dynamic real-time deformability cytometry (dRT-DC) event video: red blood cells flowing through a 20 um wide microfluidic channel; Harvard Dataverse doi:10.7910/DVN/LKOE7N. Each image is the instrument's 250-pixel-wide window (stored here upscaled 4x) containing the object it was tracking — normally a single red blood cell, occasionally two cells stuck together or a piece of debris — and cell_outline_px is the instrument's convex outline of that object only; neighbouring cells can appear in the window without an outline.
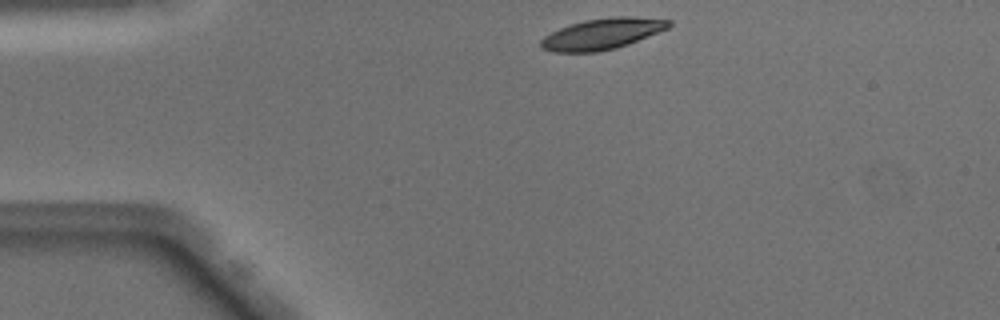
{"species": "Egyptian fruit bat (a non-hibernating species)", "species_latin": "Rousettus aegyptiacus", "temperature_condition": "warm", "stored_images_in_passage": 40, "camera_frame_rate_fps": 3000, "um_per_image_px": 0.085, "animal": {"sex": "male"}, "frame": {"image": 1, "passage_image": 1, "time_ms": 0.0, "image_size_px": [1000, 320], "cell_outline_px": [[672, 24], [668, 28], [628, 44], [616, 48], [596, 52], [552, 52], [540, 48], [540, 40], [544, 36], [560, 28], [584, 20], [612, 16], [632, 16], [672, 20]], "centroid_in_image_um": [51.18, 2.87], "position_along_channel_um": 33.8, "area_um2": 23.12}}
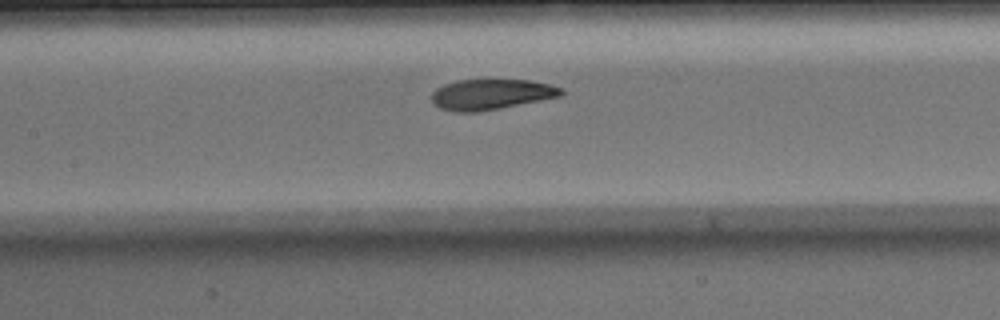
{"frame": {"image": 2, "passage_image": 14, "time_ms": 4.333, "image_size_px": [1000, 320], "cell_outline_px": [[564, 92], [560, 96], [480, 112], [452, 112], [440, 108], [432, 104], [432, 92], [436, 88], [444, 84], [456, 80], [528, 80], [548, 84], [560, 88]], "centroid_in_image_um": [41.67, 8.03], "position_along_channel_um": 165.7, "area_um2": 22.95}}
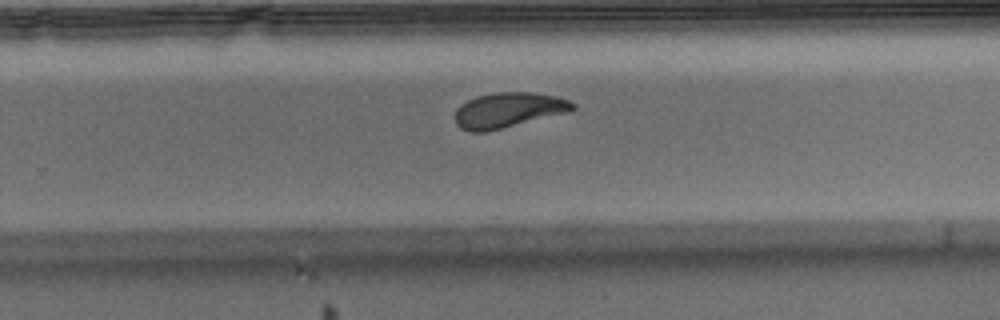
{"frame": {"image": 3, "passage_image": 23, "time_ms": 7.333, "image_size_px": [1000, 320], "cell_outline_px": [[576, 108], [572, 112], [484, 132], [472, 132], [460, 128], [456, 124], [456, 108], [460, 104], [476, 96], [496, 92], [528, 92], [556, 96], [568, 100], [576, 104]], "centroid_in_image_um": [43.24, 9.36], "position_along_channel_um": 286.6, "area_um2": 24.22}, "authors_computed_cell_mechanics": {"area_um2": 24.2471, "velocity_mm_per_s": 4.0512, "shape_relaxation_time_tau1_ms": 3.4269, "shape_relaxation_time_tau2_ms": 2.2578, "deformation_change_tau1": 0.1461, "deformation_change_tau2": 0.0869}}